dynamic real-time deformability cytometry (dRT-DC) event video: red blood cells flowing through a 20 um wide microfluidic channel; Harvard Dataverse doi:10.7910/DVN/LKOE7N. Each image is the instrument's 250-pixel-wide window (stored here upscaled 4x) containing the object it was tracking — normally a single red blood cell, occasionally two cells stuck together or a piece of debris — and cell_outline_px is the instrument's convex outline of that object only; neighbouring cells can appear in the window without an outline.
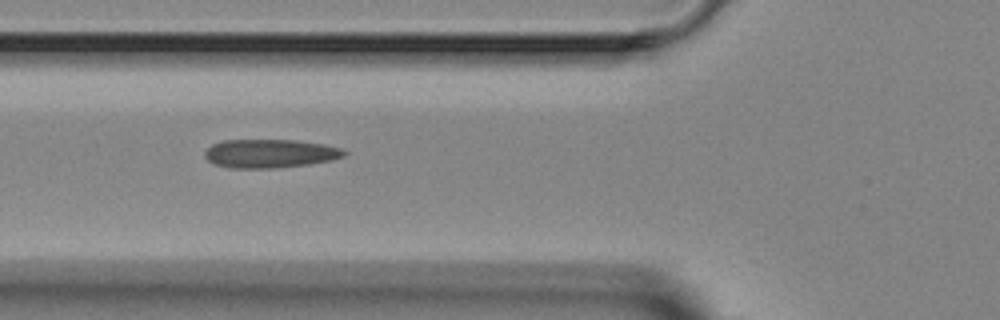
{"species": "Egyptian fruit bat (a non-hibernating species)", "species_latin": "Rousettus aegyptiacus", "temperature_condition": "room temperature", "stored_images_in_passage": 4, "camera_frame_rate_fps": 3000, "um_per_image_px": 0.085, "animal": {"sex": "female"}, "frame": {"image": 1, "passage_image": 3, "time_ms": 2.333, "image_size_px": [1000, 320], "cell_outline_px": [[348, 152], [344, 156], [332, 160], [308, 164], [276, 168], [232, 168], [212, 164], [204, 156], [204, 152], [212, 144], [224, 140], [296, 140], [324, 144], [340, 148]], "centroid_in_image_um": [22.94, 13.05], "position_along_channel_um": 102.9, "area_um2": 23.29}}
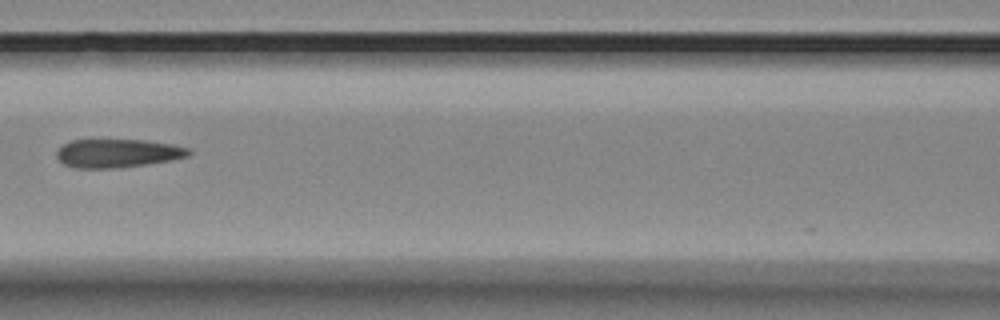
{"frame": {"image": 2, "passage_image": 4, "time_ms": 3.667, "image_size_px": [1000, 320], "cell_outline_px": [[192, 152], [188, 156], [172, 160], [148, 164], [120, 168], [76, 168], [64, 164], [56, 156], [56, 152], [64, 144], [72, 140], [144, 140], [172, 144], [192, 148]], "centroid_in_image_um": [10.05, 13.03], "position_along_channel_um": 156.6, "area_um2": 22.02}}